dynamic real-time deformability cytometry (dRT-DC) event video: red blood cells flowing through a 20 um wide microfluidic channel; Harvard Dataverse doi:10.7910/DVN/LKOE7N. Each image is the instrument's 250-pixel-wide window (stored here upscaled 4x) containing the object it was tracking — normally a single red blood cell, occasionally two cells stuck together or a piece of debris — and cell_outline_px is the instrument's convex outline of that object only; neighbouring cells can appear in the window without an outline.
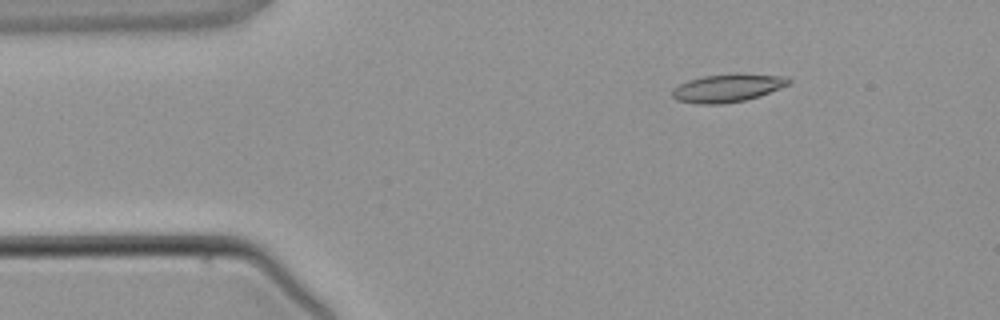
{"species": "common noctule bat (a hibernating species)", "species_latin": "Nyctalus noctula", "temperature_condition": "warm", "stored_images_in_passage": 3, "camera_frame_rate_fps": 3000, "um_per_image_px": 0.085, "animal": {"sex": "male", "body_mass_g": 21.5, "forearm_length_mm": 52.0}, "frame": {"image": 1, "passage_image": 2, "time_ms": 1.0, "image_size_px": [1000, 320], "cell_outline_px": [[792, 80], [788, 84], [780, 88], [760, 96], [744, 100], [724, 104], [696, 104], [676, 100], [672, 96], [672, 92], [680, 84], [688, 80], [704, 76], [736, 72], [788, 76]], "centroid_in_image_um": [61.88, 7.46], "position_along_channel_um": 23.1, "area_um2": 19.31}}